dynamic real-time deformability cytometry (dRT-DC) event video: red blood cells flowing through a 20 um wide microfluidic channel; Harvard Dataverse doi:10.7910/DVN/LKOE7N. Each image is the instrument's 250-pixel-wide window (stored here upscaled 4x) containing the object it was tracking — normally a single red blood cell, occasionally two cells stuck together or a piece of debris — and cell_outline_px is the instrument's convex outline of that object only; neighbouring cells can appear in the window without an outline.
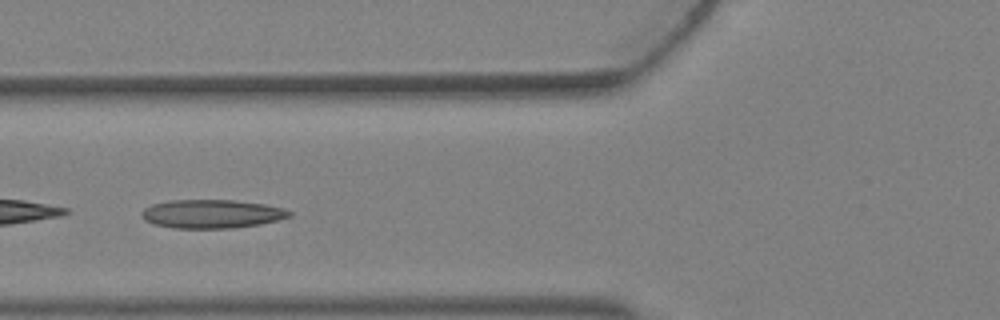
{"species": "Egyptian fruit bat (a non-hibernating species)", "species_latin": "Rousettus aegyptiacus", "temperature_condition": "warm", "stored_images_in_passage": 4, "camera_frame_rate_fps": 3000, "um_per_image_px": 0.085, "animal": {"sex": "female"}, "frame": {"image": 1, "passage_image": 4, "time_ms": 1.0, "image_size_px": [1000, 320], "cell_outline_px": [[292, 216], [280, 220], [260, 224], [232, 228], [172, 228], [152, 224], [144, 220], [140, 212], [144, 208], [152, 204], [168, 200], [236, 200], [264, 204], [284, 208], [292, 212]], "centroid_in_image_um": [18.0, 18.18], "position_along_channel_um": 107.8, "area_um2": 24.91}}